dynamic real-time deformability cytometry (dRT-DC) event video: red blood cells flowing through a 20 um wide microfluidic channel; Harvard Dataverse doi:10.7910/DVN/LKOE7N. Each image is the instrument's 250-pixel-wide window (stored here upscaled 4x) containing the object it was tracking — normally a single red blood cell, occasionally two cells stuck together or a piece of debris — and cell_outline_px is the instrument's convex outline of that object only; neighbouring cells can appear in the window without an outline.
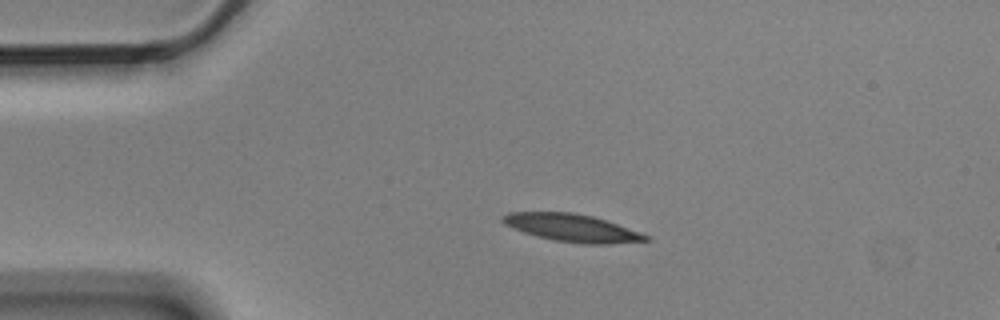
{"species": "Egyptian fruit bat (a non-hibernating species)", "species_latin": "Rousettus aegyptiacus", "temperature_condition": "cold", "stored_images_in_passage": 3, "camera_frame_rate_fps": 3000, "um_per_image_px": 0.085, "animal": {"sex": "male"}, "frame": {"image": 1, "passage_image": 2, "time_ms": 0.333, "image_size_px": [1000, 320], "cell_outline_px": [[652, 240], [612, 244], [584, 244], [552, 240], [536, 236], [524, 232], [504, 224], [500, 220], [500, 216], [508, 212], [572, 212], [592, 216], [652, 236]], "centroid_in_image_um": [48.62, 19.37], "position_along_channel_um": 36.4, "area_um2": 23.12}}